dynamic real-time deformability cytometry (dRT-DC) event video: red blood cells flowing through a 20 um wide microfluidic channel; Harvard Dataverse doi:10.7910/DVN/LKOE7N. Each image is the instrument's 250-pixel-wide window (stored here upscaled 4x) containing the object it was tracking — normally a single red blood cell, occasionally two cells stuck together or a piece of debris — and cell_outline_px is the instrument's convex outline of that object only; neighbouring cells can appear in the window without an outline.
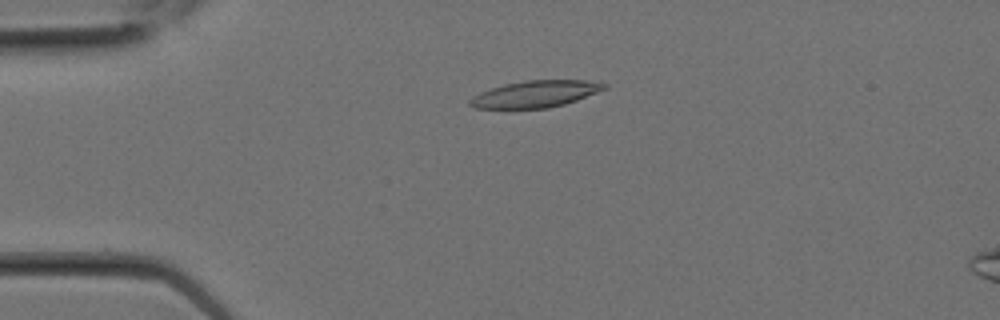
{"species": "Egyptian fruit bat (a non-hibernating species)", "species_latin": "Rousettus aegyptiacus", "temperature_condition": "room temperature", "stored_images_in_passage": 2, "camera_frame_rate_fps": 3000, "um_per_image_px": 0.085, "animal": {"sex": "female"}, "frame": {"image": 1, "passage_image": 1, "time_ms": 0.0, "image_size_px": [1000, 320], "cell_outline_px": [[608, 88], [576, 100], [564, 104], [548, 108], [472, 108], [468, 104], [468, 100], [472, 96], [480, 92], [504, 84], [524, 80], [588, 80], [608, 84]], "centroid_in_image_um": [45.49, 7.98], "position_along_channel_um": 39.5, "area_um2": 20.98}}